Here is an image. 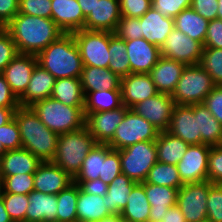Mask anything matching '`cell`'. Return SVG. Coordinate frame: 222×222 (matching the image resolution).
Here are the masks:
<instances>
[{"mask_svg": "<svg viewBox=\"0 0 222 222\" xmlns=\"http://www.w3.org/2000/svg\"><path fill=\"white\" fill-rule=\"evenodd\" d=\"M17 50L22 54L38 55L64 32L51 18L18 13L5 27Z\"/></svg>", "mask_w": 222, "mask_h": 222, "instance_id": "obj_1", "label": "cell"}, {"mask_svg": "<svg viewBox=\"0 0 222 222\" xmlns=\"http://www.w3.org/2000/svg\"><path fill=\"white\" fill-rule=\"evenodd\" d=\"M22 148L29 150L41 162H51L55 156L59 134L41 122L31 107L20 106L14 114Z\"/></svg>", "mask_w": 222, "mask_h": 222, "instance_id": "obj_2", "label": "cell"}, {"mask_svg": "<svg viewBox=\"0 0 222 222\" xmlns=\"http://www.w3.org/2000/svg\"><path fill=\"white\" fill-rule=\"evenodd\" d=\"M37 60L55 79L80 78L84 67L73 33H64L49 44Z\"/></svg>", "mask_w": 222, "mask_h": 222, "instance_id": "obj_3", "label": "cell"}, {"mask_svg": "<svg viewBox=\"0 0 222 222\" xmlns=\"http://www.w3.org/2000/svg\"><path fill=\"white\" fill-rule=\"evenodd\" d=\"M97 142L86 127L59 135L52 163L64 170L72 179L81 170L83 161Z\"/></svg>", "mask_w": 222, "mask_h": 222, "instance_id": "obj_4", "label": "cell"}, {"mask_svg": "<svg viewBox=\"0 0 222 222\" xmlns=\"http://www.w3.org/2000/svg\"><path fill=\"white\" fill-rule=\"evenodd\" d=\"M30 107L47 128L59 135L85 127L84 106H69L49 97Z\"/></svg>", "mask_w": 222, "mask_h": 222, "instance_id": "obj_5", "label": "cell"}, {"mask_svg": "<svg viewBox=\"0 0 222 222\" xmlns=\"http://www.w3.org/2000/svg\"><path fill=\"white\" fill-rule=\"evenodd\" d=\"M215 86L211 76L199 64L188 65L171 97L178 105L203 103Z\"/></svg>", "mask_w": 222, "mask_h": 222, "instance_id": "obj_6", "label": "cell"}, {"mask_svg": "<svg viewBox=\"0 0 222 222\" xmlns=\"http://www.w3.org/2000/svg\"><path fill=\"white\" fill-rule=\"evenodd\" d=\"M121 170L132 181L145 182L157 162L155 141H143L119 150Z\"/></svg>", "mask_w": 222, "mask_h": 222, "instance_id": "obj_7", "label": "cell"}, {"mask_svg": "<svg viewBox=\"0 0 222 222\" xmlns=\"http://www.w3.org/2000/svg\"><path fill=\"white\" fill-rule=\"evenodd\" d=\"M158 134L150 122L129 109L107 144L111 149L121 150L138 142L156 141Z\"/></svg>", "mask_w": 222, "mask_h": 222, "instance_id": "obj_8", "label": "cell"}, {"mask_svg": "<svg viewBox=\"0 0 222 222\" xmlns=\"http://www.w3.org/2000/svg\"><path fill=\"white\" fill-rule=\"evenodd\" d=\"M83 66L108 68L109 32L81 29L73 33Z\"/></svg>", "mask_w": 222, "mask_h": 222, "instance_id": "obj_9", "label": "cell"}, {"mask_svg": "<svg viewBox=\"0 0 222 222\" xmlns=\"http://www.w3.org/2000/svg\"><path fill=\"white\" fill-rule=\"evenodd\" d=\"M210 181L184 184L177 195V206L186 222H200L207 219V198Z\"/></svg>", "mask_w": 222, "mask_h": 222, "instance_id": "obj_10", "label": "cell"}, {"mask_svg": "<svg viewBox=\"0 0 222 222\" xmlns=\"http://www.w3.org/2000/svg\"><path fill=\"white\" fill-rule=\"evenodd\" d=\"M204 45L191 39L175 27L160 48L161 56L188 65H197L201 60Z\"/></svg>", "mask_w": 222, "mask_h": 222, "instance_id": "obj_11", "label": "cell"}, {"mask_svg": "<svg viewBox=\"0 0 222 222\" xmlns=\"http://www.w3.org/2000/svg\"><path fill=\"white\" fill-rule=\"evenodd\" d=\"M175 101L169 94L158 93L134 105L131 109L150 122L159 132L167 131Z\"/></svg>", "mask_w": 222, "mask_h": 222, "instance_id": "obj_12", "label": "cell"}, {"mask_svg": "<svg viewBox=\"0 0 222 222\" xmlns=\"http://www.w3.org/2000/svg\"><path fill=\"white\" fill-rule=\"evenodd\" d=\"M210 145H190L181 161L176 165L183 184L207 180Z\"/></svg>", "mask_w": 222, "mask_h": 222, "instance_id": "obj_13", "label": "cell"}, {"mask_svg": "<svg viewBox=\"0 0 222 222\" xmlns=\"http://www.w3.org/2000/svg\"><path fill=\"white\" fill-rule=\"evenodd\" d=\"M128 110L129 108L123 105L115 110L89 113L85 119V127L97 143L107 144Z\"/></svg>", "mask_w": 222, "mask_h": 222, "instance_id": "obj_14", "label": "cell"}, {"mask_svg": "<svg viewBox=\"0 0 222 222\" xmlns=\"http://www.w3.org/2000/svg\"><path fill=\"white\" fill-rule=\"evenodd\" d=\"M167 132L181 138L189 145L201 144V133L198 132V114H194L190 105H175Z\"/></svg>", "mask_w": 222, "mask_h": 222, "instance_id": "obj_15", "label": "cell"}, {"mask_svg": "<svg viewBox=\"0 0 222 222\" xmlns=\"http://www.w3.org/2000/svg\"><path fill=\"white\" fill-rule=\"evenodd\" d=\"M37 63L36 55L18 53L4 68L2 74L17 98L25 92Z\"/></svg>", "mask_w": 222, "mask_h": 222, "instance_id": "obj_16", "label": "cell"}, {"mask_svg": "<svg viewBox=\"0 0 222 222\" xmlns=\"http://www.w3.org/2000/svg\"><path fill=\"white\" fill-rule=\"evenodd\" d=\"M120 88L122 103L129 109L158 94L149 73H130L122 77Z\"/></svg>", "mask_w": 222, "mask_h": 222, "instance_id": "obj_17", "label": "cell"}, {"mask_svg": "<svg viewBox=\"0 0 222 222\" xmlns=\"http://www.w3.org/2000/svg\"><path fill=\"white\" fill-rule=\"evenodd\" d=\"M125 42L131 73H150L161 57L160 48L144 38Z\"/></svg>", "mask_w": 222, "mask_h": 222, "instance_id": "obj_18", "label": "cell"}, {"mask_svg": "<svg viewBox=\"0 0 222 222\" xmlns=\"http://www.w3.org/2000/svg\"><path fill=\"white\" fill-rule=\"evenodd\" d=\"M73 183V179L52 162H42L34 173V190L57 195Z\"/></svg>", "mask_w": 222, "mask_h": 222, "instance_id": "obj_19", "label": "cell"}, {"mask_svg": "<svg viewBox=\"0 0 222 222\" xmlns=\"http://www.w3.org/2000/svg\"><path fill=\"white\" fill-rule=\"evenodd\" d=\"M121 17L119 0H99L85 18L84 29L114 33Z\"/></svg>", "mask_w": 222, "mask_h": 222, "instance_id": "obj_20", "label": "cell"}, {"mask_svg": "<svg viewBox=\"0 0 222 222\" xmlns=\"http://www.w3.org/2000/svg\"><path fill=\"white\" fill-rule=\"evenodd\" d=\"M51 19L64 33L84 29L85 16L77 0H51Z\"/></svg>", "mask_w": 222, "mask_h": 222, "instance_id": "obj_21", "label": "cell"}, {"mask_svg": "<svg viewBox=\"0 0 222 222\" xmlns=\"http://www.w3.org/2000/svg\"><path fill=\"white\" fill-rule=\"evenodd\" d=\"M140 29L143 38L161 48L167 36L174 29V18L161 15L152 6L140 17Z\"/></svg>", "mask_w": 222, "mask_h": 222, "instance_id": "obj_22", "label": "cell"}, {"mask_svg": "<svg viewBox=\"0 0 222 222\" xmlns=\"http://www.w3.org/2000/svg\"><path fill=\"white\" fill-rule=\"evenodd\" d=\"M55 80L50 72L37 63L25 92L18 98L20 106L30 107L37 101L51 97Z\"/></svg>", "mask_w": 222, "mask_h": 222, "instance_id": "obj_23", "label": "cell"}, {"mask_svg": "<svg viewBox=\"0 0 222 222\" xmlns=\"http://www.w3.org/2000/svg\"><path fill=\"white\" fill-rule=\"evenodd\" d=\"M185 67L183 63L161 56L149 73L157 92L172 95Z\"/></svg>", "mask_w": 222, "mask_h": 222, "instance_id": "obj_24", "label": "cell"}, {"mask_svg": "<svg viewBox=\"0 0 222 222\" xmlns=\"http://www.w3.org/2000/svg\"><path fill=\"white\" fill-rule=\"evenodd\" d=\"M178 190L173 187L144 182V191L151 206L148 222H156L163 219L166 211L177 204Z\"/></svg>", "mask_w": 222, "mask_h": 222, "instance_id": "obj_25", "label": "cell"}, {"mask_svg": "<svg viewBox=\"0 0 222 222\" xmlns=\"http://www.w3.org/2000/svg\"><path fill=\"white\" fill-rule=\"evenodd\" d=\"M41 163L36 156L25 148L7 150L0 158V175L34 174Z\"/></svg>", "mask_w": 222, "mask_h": 222, "instance_id": "obj_26", "label": "cell"}, {"mask_svg": "<svg viewBox=\"0 0 222 222\" xmlns=\"http://www.w3.org/2000/svg\"><path fill=\"white\" fill-rule=\"evenodd\" d=\"M57 197L39 191L29 194L25 222H57Z\"/></svg>", "mask_w": 222, "mask_h": 222, "instance_id": "obj_27", "label": "cell"}, {"mask_svg": "<svg viewBox=\"0 0 222 222\" xmlns=\"http://www.w3.org/2000/svg\"><path fill=\"white\" fill-rule=\"evenodd\" d=\"M80 81L85 95L88 92L102 89H121V78L109 68L84 66L83 71L81 72Z\"/></svg>", "mask_w": 222, "mask_h": 222, "instance_id": "obj_28", "label": "cell"}, {"mask_svg": "<svg viewBox=\"0 0 222 222\" xmlns=\"http://www.w3.org/2000/svg\"><path fill=\"white\" fill-rule=\"evenodd\" d=\"M137 182L132 181L125 174H119L110 184L104 196V205L112 215H119L129 200V194Z\"/></svg>", "mask_w": 222, "mask_h": 222, "instance_id": "obj_29", "label": "cell"}, {"mask_svg": "<svg viewBox=\"0 0 222 222\" xmlns=\"http://www.w3.org/2000/svg\"><path fill=\"white\" fill-rule=\"evenodd\" d=\"M104 196L85 193L79 187L77 199V222H98L112 216L104 205Z\"/></svg>", "mask_w": 222, "mask_h": 222, "instance_id": "obj_30", "label": "cell"}, {"mask_svg": "<svg viewBox=\"0 0 222 222\" xmlns=\"http://www.w3.org/2000/svg\"><path fill=\"white\" fill-rule=\"evenodd\" d=\"M155 143L157 148V161L175 166L181 161L187 148L190 146L181 138L167 131L159 132Z\"/></svg>", "mask_w": 222, "mask_h": 222, "instance_id": "obj_31", "label": "cell"}, {"mask_svg": "<svg viewBox=\"0 0 222 222\" xmlns=\"http://www.w3.org/2000/svg\"><path fill=\"white\" fill-rule=\"evenodd\" d=\"M194 114H198V132L201 144L222 145V124L211 114L204 103L191 104Z\"/></svg>", "mask_w": 222, "mask_h": 222, "instance_id": "obj_32", "label": "cell"}, {"mask_svg": "<svg viewBox=\"0 0 222 222\" xmlns=\"http://www.w3.org/2000/svg\"><path fill=\"white\" fill-rule=\"evenodd\" d=\"M150 207L144 182L137 183L129 194V200L120 217L124 222H148Z\"/></svg>", "mask_w": 222, "mask_h": 222, "instance_id": "obj_33", "label": "cell"}, {"mask_svg": "<svg viewBox=\"0 0 222 222\" xmlns=\"http://www.w3.org/2000/svg\"><path fill=\"white\" fill-rule=\"evenodd\" d=\"M209 20L203 18L191 7L182 10L174 18V27L185 33L191 39L201 42L204 45Z\"/></svg>", "mask_w": 222, "mask_h": 222, "instance_id": "obj_34", "label": "cell"}, {"mask_svg": "<svg viewBox=\"0 0 222 222\" xmlns=\"http://www.w3.org/2000/svg\"><path fill=\"white\" fill-rule=\"evenodd\" d=\"M123 106L121 89L97 90L85 95L84 114L115 110Z\"/></svg>", "mask_w": 222, "mask_h": 222, "instance_id": "obj_35", "label": "cell"}, {"mask_svg": "<svg viewBox=\"0 0 222 222\" xmlns=\"http://www.w3.org/2000/svg\"><path fill=\"white\" fill-rule=\"evenodd\" d=\"M51 97L69 106H84L85 94L80 78L56 79Z\"/></svg>", "mask_w": 222, "mask_h": 222, "instance_id": "obj_36", "label": "cell"}, {"mask_svg": "<svg viewBox=\"0 0 222 222\" xmlns=\"http://www.w3.org/2000/svg\"><path fill=\"white\" fill-rule=\"evenodd\" d=\"M111 150L108 144L97 143L85 157L81 170L73 181H91L102 177L105 155Z\"/></svg>", "mask_w": 222, "mask_h": 222, "instance_id": "obj_37", "label": "cell"}, {"mask_svg": "<svg viewBox=\"0 0 222 222\" xmlns=\"http://www.w3.org/2000/svg\"><path fill=\"white\" fill-rule=\"evenodd\" d=\"M111 55L108 68L120 78L131 73L128 55L126 53V42L124 39L117 37L114 33L109 32V48Z\"/></svg>", "mask_w": 222, "mask_h": 222, "instance_id": "obj_38", "label": "cell"}, {"mask_svg": "<svg viewBox=\"0 0 222 222\" xmlns=\"http://www.w3.org/2000/svg\"><path fill=\"white\" fill-rule=\"evenodd\" d=\"M78 196L79 185L74 182L56 195L58 202L57 222H77Z\"/></svg>", "mask_w": 222, "mask_h": 222, "instance_id": "obj_39", "label": "cell"}, {"mask_svg": "<svg viewBox=\"0 0 222 222\" xmlns=\"http://www.w3.org/2000/svg\"><path fill=\"white\" fill-rule=\"evenodd\" d=\"M147 183L180 189L184 184L175 165L156 162L149 171Z\"/></svg>", "mask_w": 222, "mask_h": 222, "instance_id": "obj_40", "label": "cell"}, {"mask_svg": "<svg viewBox=\"0 0 222 222\" xmlns=\"http://www.w3.org/2000/svg\"><path fill=\"white\" fill-rule=\"evenodd\" d=\"M199 65L208 72L215 85L222 86V48H204Z\"/></svg>", "mask_w": 222, "mask_h": 222, "instance_id": "obj_41", "label": "cell"}, {"mask_svg": "<svg viewBox=\"0 0 222 222\" xmlns=\"http://www.w3.org/2000/svg\"><path fill=\"white\" fill-rule=\"evenodd\" d=\"M2 193L27 194L34 191V174L2 176Z\"/></svg>", "mask_w": 222, "mask_h": 222, "instance_id": "obj_42", "label": "cell"}, {"mask_svg": "<svg viewBox=\"0 0 222 222\" xmlns=\"http://www.w3.org/2000/svg\"><path fill=\"white\" fill-rule=\"evenodd\" d=\"M3 203L12 221L25 222L29 195L2 193Z\"/></svg>", "mask_w": 222, "mask_h": 222, "instance_id": "obj_43", "label": "cell"}, {"mask_svg": "<svg viewBox=\"0 0 222 222\" xmlns=\"http://www.w3.org/2000/svg\"><path fill=\"white\" fill-rule=\"evenodd\" d=\"M207 219L211 222H222V184L210 182L207 198Z\"/></svg>", "mask_w": 222, "mask_h": 222, "instance_id": "obj_44", "label": "cell"}, {"mask_svg": "<svg viewBox=\"0 0 222 222\" xmlns=\"http://www.w3.org/2000/svg\"><path fill=\"white\" fill-rule=\"evenodd\" d=\"M207 180L213 184H222V145L210 147Z\"/></svg>", "mask_w": 222, "mask_h": 222, "instance_id": "obj_45", "label": "cell"}, {"mask_svg": "<svg viewBox=\"0 0 222 222\" xmlns=\"http://www.w3.org/2000/svg\"><path fill=\"white\" fill-rule=\"evenodd\" d=\"M0 142L6 150L22 148L19 127L15 118L0 126Z\"/></svg>", "mask_w": 222, "mask_h": 222, "instance_id": "obj_46", "label": "cell"}, {"mask_svg": "<svg viewBox=\"0 0 222 222\" xmlns=\"http://www.w3.org/2000/svg\"><path fill=\"white\" fill-rule=\"evenodd\" d=\"M114 34L124 40L143 38L140 29V18L122 16L117 24Z\"/></svg>", "mask_w": 222, "mask_h": 222, "instance_id": "obj_47", "label": "cell"}, {"mask_svg": "<svg viewBox=\"0 0 222 222\" xmlns=\"http://www.w3.org/2000/svg\"><path fill=\"white\" fill-rule=\"evenodd\" d=\"M121 173L122 170L119 150L111 149L105 155L102 177H99V179L106 184H110Z\"/></svg>", "mask_w": 222, "mask_h": 222, "instance_id": "obj_48", "label": "cell"}, {"mask_svg": "<svg viewBox=\"0 0 222 222\" xmlns=\"http://www.w3.org/2000/svg\"><path fill=\"white\" fill-rule=\"evenodd\" d=\"M192 0H151L152 7L165 17L175 18L191 7Z\"/></svg>", "mask_w": 222, "mask_h": 222, "instance_id": "obj_49", "label": "cell"}, {"mask_svg": "<svg viewBox=\"0 0 222 222\" xmlns=\"http://www.w3.org/2000/svg\"><path fill=\"white\" fill-rule=\"evenodd\" d=\"M51 12V0H19L18 13L51 18Z\"/></svg>", "mask_w": 222, "mask_h": 222, "instance_id": "obj_50", "label": "cell"}, {"mask_svg": "<svg viewBox=\"0 0 222 222\" xmlns=\"http://www.w3.org/2000/svg\"><path fill=\"white\" fill-rule=\"evenodd\" d=\"M16 44L5 28H0V73L18 54Z\"/></svg>", "mask_w": 222, "mask_h": 222, "instance_id": "obj_51", "label": "cell"}, {"mask_svg": "<svg viewBox=\"0 0 222 222\" xmlns=\"http://www.w3.org/2000/svg\"><path fill=\"white\" fill-rule=\"evenodd\" d=\"M121 16L140 18L148 11L151 0H119Z\"/></svg>", "mask_w": 222, "mask_h": 222, "instance_id": "obj_52", "label": "cell"}, {"mask_svg": "<svg viewBox=\"0 0 222 222\" xmlns=\"http://www.w3.org/2000/svg\"><path fill=\"white\" fill-rule=\"evenodd\" d=\"M204 48H222V20H209Z\"/></svg>", "mask_w": 222, "mask_h": 222, "instance_id": "obj_53", "label": "cell"}, {"mask_svg": "<svg viewBox=\"0 0 222 222\" xmlns=\"http://www.w3.org/2000/svg\"><path fill=\"white\" fill-rule=\"evenodd\" d=\"M211 114L222 124V86L216 85L203 102Z\"/></svg>", "mask_w": 222, "mask_h": 222, "instance_id": "obj_54", "label": "cell"}, {"mask_svg": "<svg viewBox=\"0 0 222 222\" xmlns=\"http://www.w3.org/2000/svg\"><path fill=\"white\" fill-rule=\"evenodd\" d=\"M191 8L207 20L217 19L218 0H192Z\"/></svg>", "mask_w": 222, "mask_h": 222, "instance_id": "obj_55", "label": "cell"}, {"mask_svg": "<svg viewBox=\"0 0 222 222\" xmlns=\"http://www.w3.org/2000/svg\"><path fill=\"white\" fill-rule=\"evenodd\" d=\"M0 107L2 108H19V100L17 96L11 91V88L5 80L2 73H0Z\"/></svg>", "mask_w": 222, "mask_h": 222, "instance_id": "obj_56", "label": "cell"}, {"mask_svg": "<svg viewBox=\"0 0 222 222\" xmlns=\"http://www.w3.org/2000/svg\"><path fill=\"white\" fill-rule=\"evenodd\" d=\"M19 12V0H0V28H4Z\"/></svg>", "mask_w": 222, "mask_h": 222, "instance_id": "obj_57", "label": "cell"}, {"mask_svg": "<svg viewBox=\"0 0 222 222\" xmlns=\"http://www.w3.org/2000/svg\"><path fill=\"white\" fill-rule=\"evenodd\" d=\"M78 184L79 187L88 194L105 196L108 190V184L104 183L100 179H95L91 181H73Z\"/></svg>", "mask_w": 222, "mask_h": 222, "instance_id": "obj_58", "label": "cell"}, {"mask_svg": "<svg viewBox=\"0 0 222 222\" xmlns=\"http://www.w3.org/2000/svg\"><path fill=\"white\" fill-rule=\"evenodd\" d=\"M162 220L164 222H186L184 215L177 205L170 207Z\"/></svg>", "mask_w": 222, "mask_h": 222, "instance_id": "obj_59", "label": "cell"}, {"mask_svg": "<svg viewBox=\"0 0 222 222\" xmlns=\"http://www.w3.org/2000/svg\"><path fill=\"white\" fill-rule=\"evenodd\" d=\"M18 108H2L0 107V126L5 125L14 118L15 111Z\"/></svg>", "mask_w": 222, "mask_h": 222, "instance_id": "obj_60", "label": "cell"}, {"mask_svg": "<svg viewBox=\"0 0 222 222\" xmlns=\"http://www.w3.org/2000/svg\"><path fill=\"white\" fill-rule=\"evenodd\" d=\"M97 1L99 0H77L85 17L94 9Z\"/></svg>", "mask_w": 222, "mask_h": 222, "instance_id": "obj_61", "label": "cell"}, {"mask_svg": "<svg viewBox=\"0 0 222 222\" xmlns=\"http://www.w3.org/2000/svg\"><path fill=\"white\" fill-rule=\"evenodd\" d=\"M0 222H12L11 217L5 209L2 193L0 194Z\"/></svg>", "mask_w": 222, "mask_h": 222, "instance_id": "obj_62", "label": "cell"}, {"mask_svg": "<svg viewBox=\"0 0 222 222\" xmlns=\"http://www.w3.org/2000/svg\"><path fill=\"white\" fill-rule=\"evenodd\" d=\"M98 222H124L119 215H112L108 218L102 219Z\"/></svg>", "mask_w": 222, "mask_h": 222, "instance_id": "obj_63", "label": "cell"}, {"mask_svg": "<svg viewBox=\"0 0 222 222\" xmlns=\"http://www.w3.org/2000/svg\"><path fill=\"white\" fill-rule=\"evenodd\" d=\"M217 18L222 20V0H218Z\"/></svg>", "mask_w": 222, "mask_h": 222, "instance_id": "obj_64", "label": "cell"}, {"mask_svg": "<svg viewBox=\"0 0 222 222\" xmlns=\"http://www.w3.org/2000/svg\"><path fill=\"white\" fill-rule=\"evenodd\" d=\"M6 149L3 147L2 143L0 142V158L6 153Z\"/></svg>", "mask_w": 222, "mask_h": 222, "instance_id": "obj_65", "label": "cell"}, {"mask_svg": "<svg viewBox=\"0 0 222 222\" xmlns=\"http://www.w3.org/2000/svg\"><path fill=\"white\" fill-rule=\"evenodd\" d=\"M3 183H2V176L0 175V194L2 193Z\"/></svg>", "mask_w": 222, "mask_h": 222, "instance_id": "obj_66", "label": "cell"}, {"mask_svg": "<svg viewBox=\"0 0 222 222\" xmlns=\"http://www.w3.org/2000/svg\"><path fill=\"white\" fill-rule=\"evenodd\" d=\"M200 222H211L210 220L206 219L204 221H200Z\"/></svg>", "mask_w": 222, "mask_h": 222, "instance_id": "obj_67", "label": "cell"}]
</instances>
